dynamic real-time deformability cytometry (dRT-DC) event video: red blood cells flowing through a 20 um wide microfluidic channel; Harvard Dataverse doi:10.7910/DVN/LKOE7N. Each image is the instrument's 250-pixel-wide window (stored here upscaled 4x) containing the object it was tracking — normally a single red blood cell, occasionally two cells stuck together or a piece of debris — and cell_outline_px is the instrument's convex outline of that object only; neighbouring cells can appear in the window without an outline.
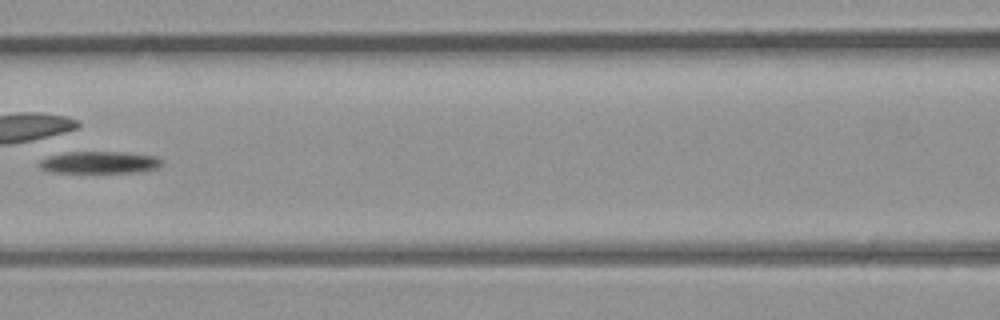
{"species": "common noctule bat (a hibernating species)", "species_latin": "Nyctalus noctula", "temperature_condition": "room temperature", "stored_images_in_passage": 5, "segment_of_instrument_passage": [1, 2], "camera_frame_rate_fps": 3000, "um_per_image_px": 0.085, "animal": {"sex": "male", "body_mass_g": 23.1, "forearm_length_mm": 52.7}, "frame": {"image": 1, "passage_image": 4, "time_ms": 3.333, "image_size_px": [1000, 320], "cell_outline_px": [[164, 164], [160, 168], [144, 172], [52, 172], [40, 168], [40, 160], [48, 156], [64, 152], [124, 152], [160, 156], [164, 160]], "centroid_in_image_um": [8.59, 13.8], "position_along_channel_um": 158.0, "area_um2": 16.07}}